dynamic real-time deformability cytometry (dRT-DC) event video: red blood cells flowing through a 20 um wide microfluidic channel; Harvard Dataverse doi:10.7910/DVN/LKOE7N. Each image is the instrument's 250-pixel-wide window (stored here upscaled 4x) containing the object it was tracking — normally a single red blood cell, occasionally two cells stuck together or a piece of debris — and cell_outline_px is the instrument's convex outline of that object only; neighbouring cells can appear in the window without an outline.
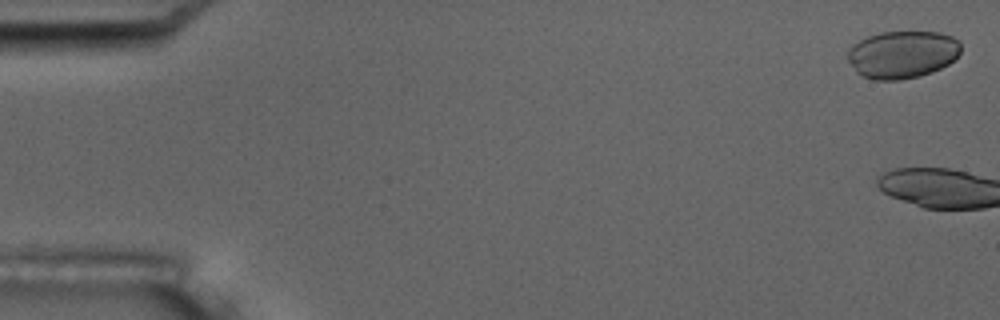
{"species": "common noctule bat (a hibernating species)", "species_latin": "Nyctalus noctula", "temperature_condition": "room temperature", "stored_images_in_passage": 5, "camera_frame_rate_fps": 3000, "um_per_image_px": 0.085, "animal": {"sex": "male", "body_mass_g": 17.5, "forearm_length_mm": 52.3}, "frame": {"image": 1, "passage_image": 1, "time_ms": 0.0, "image_size_px": [1000, 320], "cell_outline_px": [[960, 52], [956, 60], [932, 72], [920, 76], [900, 80], [872, 80], [856, 72], [848, 60], [848, 48], [860, 40], [868, 36], [880, 32], [940, 32], [952, 36], [960, 40]], "centroid_in_image_um": [76.72, 4.63], "position_along_channel_um": 8.3, "area_um2": 31.56}}